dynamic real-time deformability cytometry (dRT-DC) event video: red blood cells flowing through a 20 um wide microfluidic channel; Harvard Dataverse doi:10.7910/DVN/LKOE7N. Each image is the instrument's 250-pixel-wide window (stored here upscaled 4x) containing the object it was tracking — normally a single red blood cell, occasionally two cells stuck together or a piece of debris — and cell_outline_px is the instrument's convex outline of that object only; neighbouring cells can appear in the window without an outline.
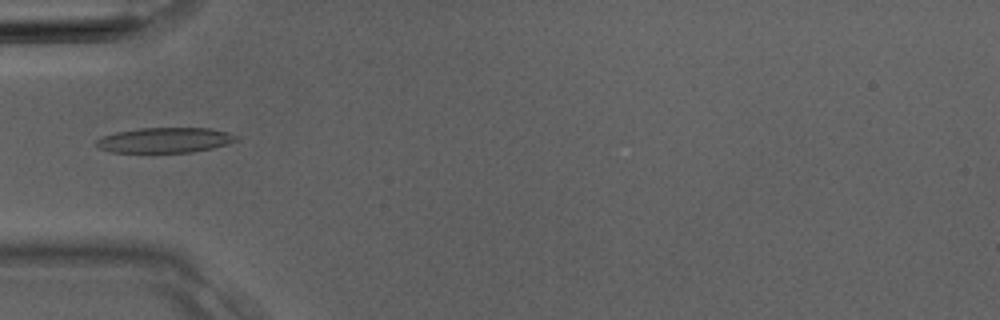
{"species": "Egyptian fruit bat (a non-hibernating species)", "species_latin": "Rousettus aegyptiacus", "temperature_condition": "room temperature", "stored_images_in_passage": 3, "camera_frame_rate_fps": 3000, "um_per_image_px": 0.085, "animal": {"sex": "male"}, "frame": {"image": 1, "passage_image": 3, "time_ms": 0.667, "image_size_px": [1000, 320], "cell_outline_px": [[240, 140], [228, 144], [212, 148], [192, 152], [112, 152], [100, 148], [92, 144], [96, 140], [104, 136], [116, 132], [140, 128], [208, 128], [228, 132], [236, 136]], "centroid_in_image_um": [14.02, 11.91], "position_along_channel_um": 71.0, "area_um2": 20.52}}